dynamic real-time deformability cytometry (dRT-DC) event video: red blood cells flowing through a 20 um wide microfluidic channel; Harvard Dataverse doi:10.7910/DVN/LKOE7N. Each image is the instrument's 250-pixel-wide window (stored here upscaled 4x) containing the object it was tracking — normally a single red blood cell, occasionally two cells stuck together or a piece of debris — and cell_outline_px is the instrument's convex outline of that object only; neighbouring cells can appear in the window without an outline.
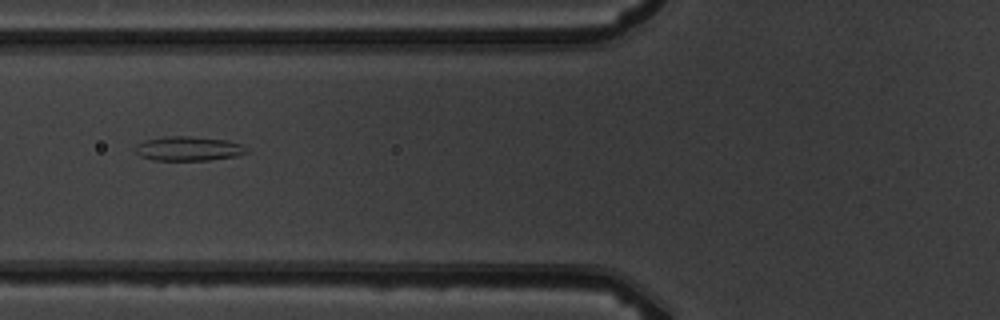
{"species": "common noctule bat (a hibernating species)", "species_latin": "Nyctalus noctula", "temperature_condition": "warm", "stored_images_in_passage": 11, "camera_frame_rate_fps": 3000, "um_per_image_px": 0.085, "animal": {"sex": "male", "body_mass_g": 19.5, "forearm_length_mm": 54.6}, "frame": {"image": 1, "passage_image": 7, "time_ms": 7.0, "image_size_px": [1000, 320], "cell_outline_px": [[248, 152], [236, 156], [208, 160], [152, 160], [140, 156], [132, 148], [136, 144], [144, 140], [164, 136], [192, 136], [228, 140], [240, 144]], "centroid_in_image_um": [15.94, 12.62], "position_along_channel_um": 109.9, "area_um2": 15.9}}
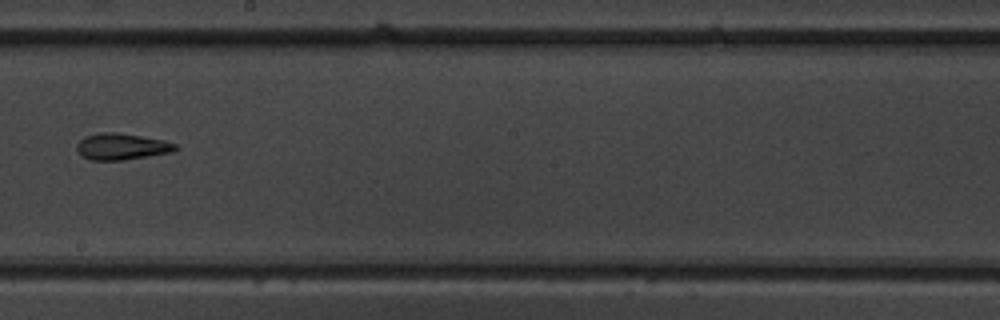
{"frame": {"image": 2, "passage_image": 10, "time_ms": 10.333, "image_size_px": [1000, 320], "cell_outline_px": [[180, 148], [172, 152], [124, 160], [92, 160], [84, 156], [76, 148], [76, 144], [84, 136], [100, 132], [112, 132], [140, 136], [164, 140], [176, 144]], "centroid_in_image_um": [10.36, 12.45], "position_along_channel_um": 237.8, "area_um2": 15.09}}
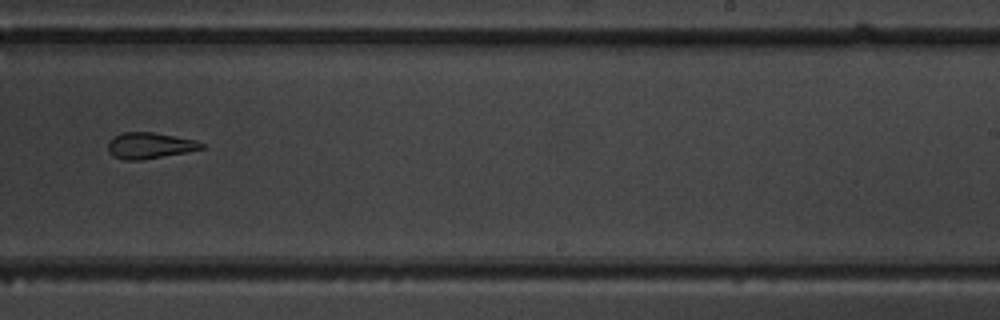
{"frame": {"image": 3, "passage_image": 11, "time_ms": 11.333, "image_size_px": [1000, 320], "cell_outline_px": [[208, 148], [188, 152], [144, 160], [124, 160], [112, 156], [108, 152], [108, 140], [124, 132], [152, 132], [196, 140], [204, 144]], "centroid_in_image_um": [12.75, 12.39], "position_along_channel_um": 276.2, "area_um2": 14.45}}